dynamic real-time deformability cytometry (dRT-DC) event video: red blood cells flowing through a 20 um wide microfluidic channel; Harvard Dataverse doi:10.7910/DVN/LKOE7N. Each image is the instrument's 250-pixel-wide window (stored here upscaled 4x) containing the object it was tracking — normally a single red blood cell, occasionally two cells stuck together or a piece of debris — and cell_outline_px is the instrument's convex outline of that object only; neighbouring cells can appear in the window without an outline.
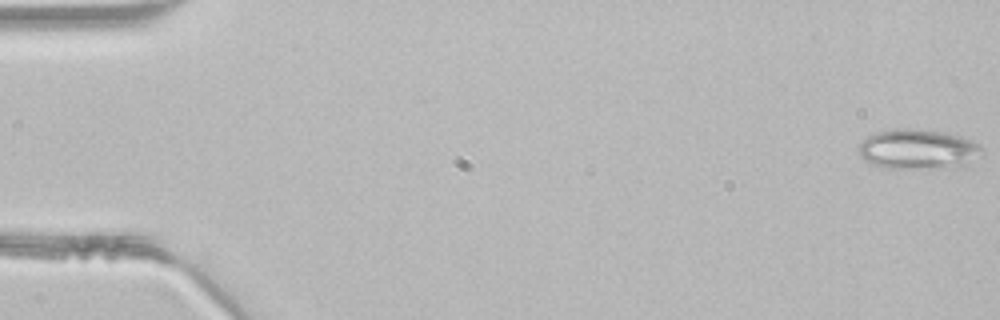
{"species": "common noctule bat (a hibernating species)", "species_latin": "Nyctalus noctula", "temperature_condition": "room temperature", "stored_images_in_passage": 12, "camera_frame_rate_fps": 3000, "um_per_image_px": 0.085, "animal": {"sex": "male", "body_mass_g": 21.5, "forearm_length_mm": 52.0}, "frame": {"image": 1, "passage_image": 1, "time_ms": 0.0, "image_size_px": [1000, 320], "cell_outline_px": [[984, 152], [964, 168], [884, 168], [872, 164], [864, 160], [860, 156], [856, 148], [868, 136], [876, 132], [896, 128], [920, 128], [944, 132], [960, 136], [980, 144], [984, 148]], "centroid_in_image_um": [78.07, 12.69], "position_along_channel_um": 6.9, "area_um2": 29.42}}